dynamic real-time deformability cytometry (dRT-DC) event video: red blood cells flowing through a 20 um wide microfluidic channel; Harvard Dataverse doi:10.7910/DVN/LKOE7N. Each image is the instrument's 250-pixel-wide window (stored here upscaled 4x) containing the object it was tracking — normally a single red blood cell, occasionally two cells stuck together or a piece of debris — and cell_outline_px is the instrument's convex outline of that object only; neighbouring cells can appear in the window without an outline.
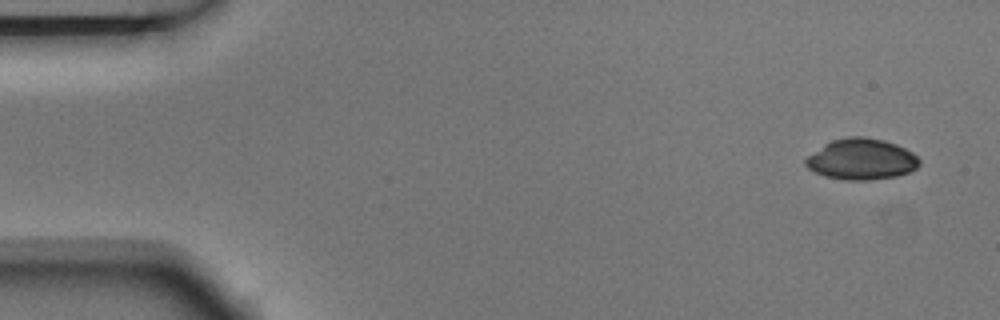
{"species": "Egyptian fruit bat (a non-hibernating species)", "species_latin": "Rousettus aegyptiacus", "temperature_condition": "room temperature", "stored_images_in_passage": 7, "camera_frame_rate_fps": 3000, "um_per_image_px": 0.085, "animal": {"sex": "male"}, "frame": {"image": 1, "passage_image": 1, "time_ms": 0.0, "image_size_px": [1000, 320], "cell_outline_px": [[920, 164], [916, 168], [908, 172], [896, 176], [868, 180], [844, 180], [824, 176], [808, 168], [804, 164], [804, 160], [808, 156], [824, 144], [832, 140], [848, 136], [864, 136], [884, 140], [896, 144], [912, 152], [920, 160]], "centroid_in_image_um": [73.21, 13.53], "position_along_channel_um": 11.8, "area_um2": 27.17}}
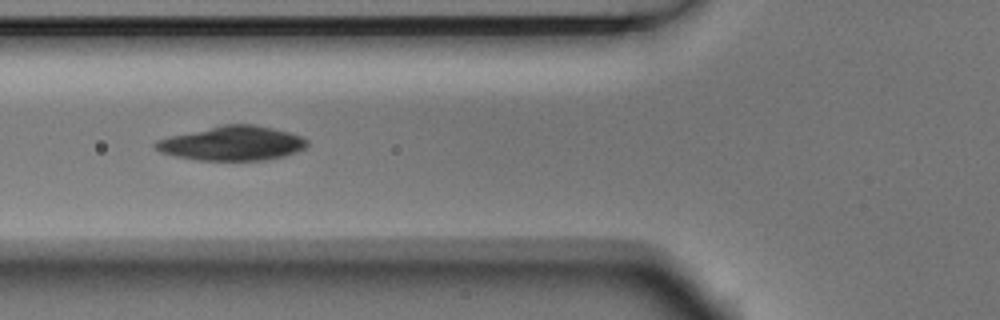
{"frame": {"image": 2, "passage_image": 5, "time_ms": 1.333, "image_size_px": [1000, 320], "cell_outline_px": [[308, 144], [304, 148], [296, 152], [284, 156], [264, 160], [196, 160], [176, 156], [160, 152], [152, 144], [156, 140], [172, 136], [224, 124], [252, 124], [272, 128], [304, 136], [308, 140]], "centroid_in_image_um": [19.77, 12.18], "position_along_channel_um": 106.0, "area_um2": 30.17}}
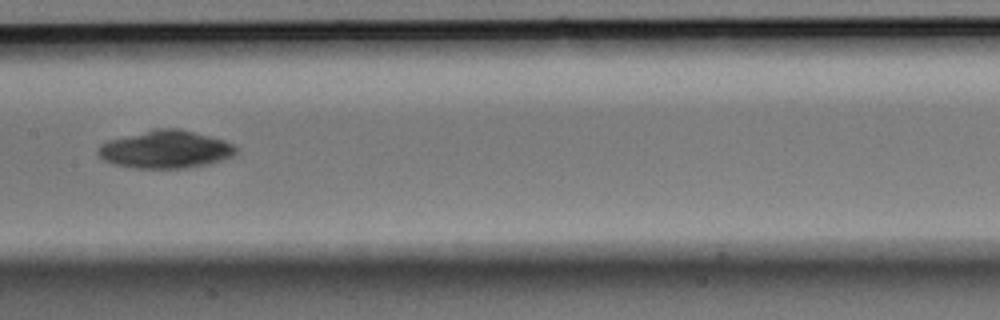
{"frame": {"image": 3, "passage_image": 7, "time_ms": 2.0, "image_size_px": [1000, 320], "cell_outline_px": [[236, 152], [232, 156], [208, 164], [184, 168], [132, 168], [112, 164], [104, 160], [96, 152], [100, 144], [108, 140], [156, 128], [180, 128], [224, 140], [232, 144], [236, 148]], "centroid_in_image_um": [14.03, 12.7], "position_along_channel_um": 193.4, "area_um2": 30.29}}